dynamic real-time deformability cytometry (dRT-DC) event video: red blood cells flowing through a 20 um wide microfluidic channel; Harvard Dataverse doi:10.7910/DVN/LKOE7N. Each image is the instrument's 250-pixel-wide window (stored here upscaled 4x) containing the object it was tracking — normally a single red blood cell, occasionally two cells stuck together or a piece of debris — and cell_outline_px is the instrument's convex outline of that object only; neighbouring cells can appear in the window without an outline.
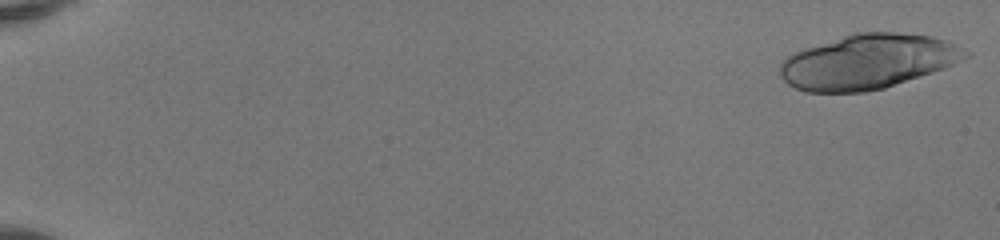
{"species": "human", "species_latin": "Homo sapiens", "temperature_condition": "room temperature", "stored_images_in_passage": 24, "camera_frame_rate_fps": 3000, "um_per_image_px": 0.085, "donor": {"sex": "female"}, "frame": {"image": 1, "passage_image": 1, "time_ms": 0.0, "image_size_px": [1000, 240], "cell_outline_px": [[972, 56], [944, 68], [884, 88], [864, 92], [804, 92], [788, 84], [780, 76], [780, 60], [792, 52], [804, 48], [856, 32], [896, 32], [932, 36], [948, 40], [972, 52]], "centroid_in_image_um": [73.78, 5.23], "position_along_channel_um": 11.2, "area_um2": 59.36}}
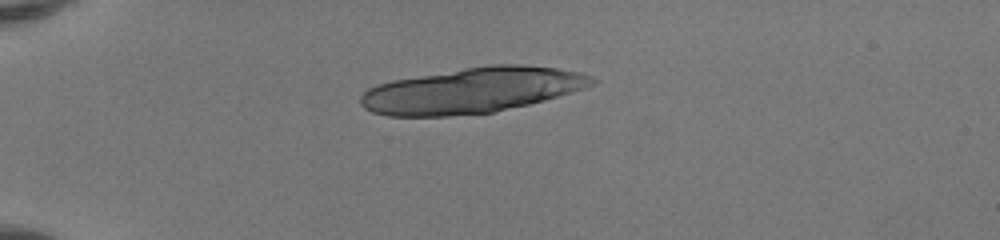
{"frame": {"image": 2, "passage_image": 14, "time_ms": 4.333, "image_size_px": [1000, 240], "cell_outline_px": [[600, 80], [596, 84], [572, 92], [544, 100], [528, 104], [492, 112], [448, 116], [388, 116], [372, 112], [364, 108], [360, 104], [360, 96], [368, 88], [376, 84], [392, 80], [464, 68], [492, 64], [520, 64], [556, 68], [580, 72], [592, 76]], "centroid_in_image_um": [40.13, 7.67], "position_along_channel_um": 44.9, "area_um2": 61.27}}